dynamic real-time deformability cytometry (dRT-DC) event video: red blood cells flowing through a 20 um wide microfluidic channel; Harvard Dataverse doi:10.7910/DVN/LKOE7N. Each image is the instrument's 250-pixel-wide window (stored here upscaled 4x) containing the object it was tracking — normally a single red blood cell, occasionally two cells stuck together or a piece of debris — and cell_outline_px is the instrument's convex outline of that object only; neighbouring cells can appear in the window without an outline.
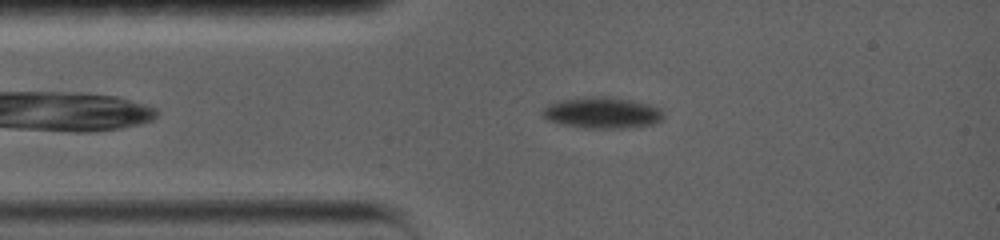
{"species": "common noctule bat (a hibernating species)", "species_latin": "Nyctalus noctula", "temperature_condition": "warm", "stored_images_in_passage": 33, "camera_frame_rate_fps": 5000, "um_per_image_px": 0.085, "animal": {"sex": "female", "body_mass_g": 19.0, "forearm_length_mm": 56.7}, "frame": {"image": 1, "passage_image": 1, "time_ms": 0.0, "image_size_px": [1000, 240], "cell_outline_px": [[664, 116], [660, 120], [648, 124], [612, 128], [588, 128], [548, 120], [540, 112], [548, 104], [556, 100], [584, 96], [608, 96], [632, 100], [652, 104], [660, 108]], "centroid_in_image_um": [51.15, 9.53], "position_along_channel_um": 33.8, "area_um2": 21.79}}
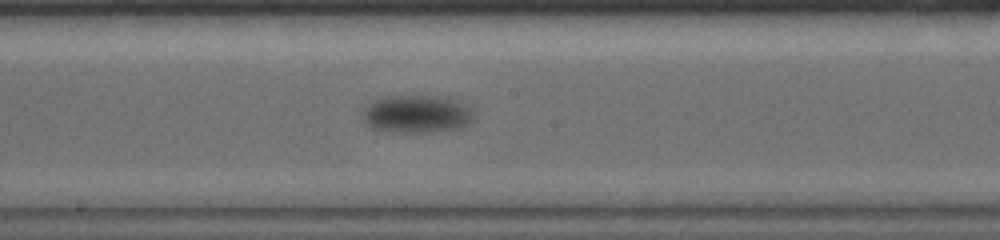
{"frame": {"image": 2, "passage_image": 12, "time_ms": 2.2, "image_size_px": [1000, 240], "cell_outline_px": [[472, 120], [468, 124], [456, 128], [432, 132], [400, 132], [372, 128], [364, 124], [360, 120], [360, 116], [364, 108], [372, 100], [384, 96], [448, 96], [464, 104], [472, 112]], "centroid_in_image_um": [35.34, 9.68], "position_along_channel_um": 212.9, "area_um2": 24.68}}
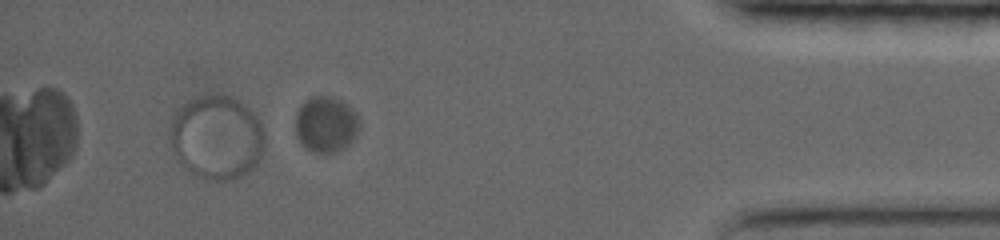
{"frame": {"image": 3, "passage_image": 27, "time_ms": 5.2, "image_size_px": [1000, 240], "cell_outline_px": [[360, 128], [356, 136], [348, 144], [332, 152], [316, 152], [304, 148], [300, 144], [296, 136], [296, 112], [300, 104], [304, 100], [312, 96], [332, 96], [348, 104], [356, 112], [360, 120]], "centroid_in_image_um": [27.69, 10.53], "position_along_channel_um": 407.5, "area_um2": 21.1}}